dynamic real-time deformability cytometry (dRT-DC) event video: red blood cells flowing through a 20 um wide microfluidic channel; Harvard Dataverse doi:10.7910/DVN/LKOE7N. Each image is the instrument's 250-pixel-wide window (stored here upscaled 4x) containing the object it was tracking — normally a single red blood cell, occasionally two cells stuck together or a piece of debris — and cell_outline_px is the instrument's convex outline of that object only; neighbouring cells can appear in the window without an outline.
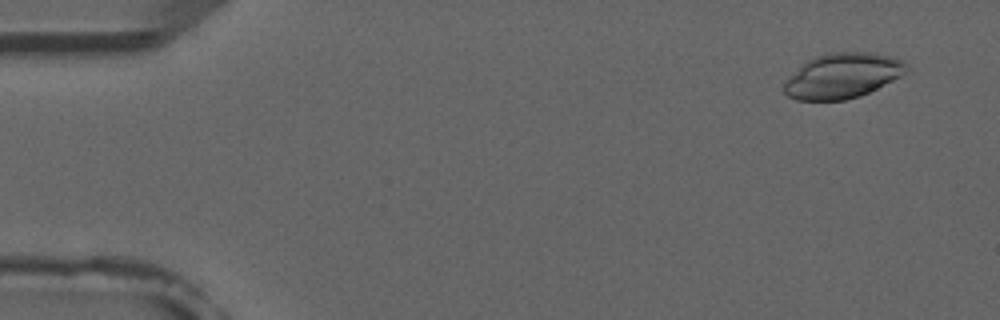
{"species": "common noctule bat (a hibernating species)", "species_latin": "Nyctalus noctula", "temperature_condition": "room temperature", "stored_images_in_passage": 52, "camera_frame_rate_fps": 3000, "um_per_image_px": 0.085, "animal": {"sex": "male", "forearm_length_mm": 52.5}, "frame": {"image": 1, "passage_image": 4, "time_ms": 1.0, "image_size_px": [1000, 320], "cell_outline_px": [[908, 68], [900, 76], [860, 96], [844, 100], [796, 100], [788, 96], [784, 92], [784, 84], [808, 60], [816, 56], [836, 52], [868, 52], [888, 56], [900, 60], [908, 64]], "centroid_in_image_um": [71.63, 6.45], "position_along_channel_um": 13.4, "area_um2": 31.33}}
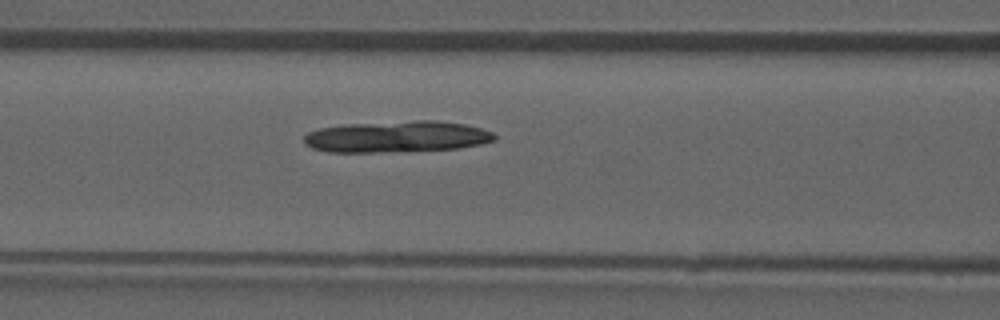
{"frame": {"image": 2, "passage_image": 22, "time_ms": 7.0, "image_size_px": [1000, 320], "cell_outline_px": [[496, 140], [480, 144], [460, 148], [376, 152], [328, 152], [312, 148], [304, 144], [304, 136], [308, 132], [320, 128], [344, 124], [416, 120], [432, 120], [464, 124], [480, 128], [492, 132], [496, 136]], "centroid_in_image_um": [33.7, 11.61], "position_along_channel_um": 132.9, "area_um2": 34.8}}
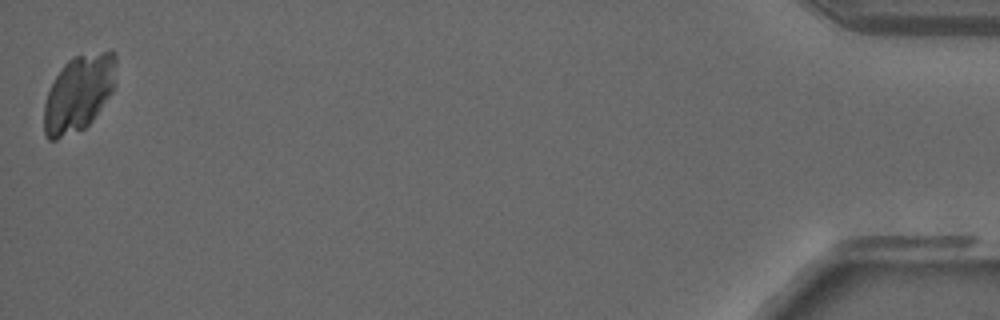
{"frame": {"image": 3, "passage_image": 52, "time_ms": 17.0, "image_size_px": [1000, 320], "cell_outline_px": [[116, 60], [112, 92], [92, 120], [84, 128], [56, 140], [48, 140], [44, 136], [44, 104], [48, 92], [56, 76], [64, 64], [68, 60], [76, 56], [112, 48], [116, 56]], "centroid_in_image_um": [6.68, 7.91], "position_along_channel_um": 428.5, "area_um2": 31.96}}